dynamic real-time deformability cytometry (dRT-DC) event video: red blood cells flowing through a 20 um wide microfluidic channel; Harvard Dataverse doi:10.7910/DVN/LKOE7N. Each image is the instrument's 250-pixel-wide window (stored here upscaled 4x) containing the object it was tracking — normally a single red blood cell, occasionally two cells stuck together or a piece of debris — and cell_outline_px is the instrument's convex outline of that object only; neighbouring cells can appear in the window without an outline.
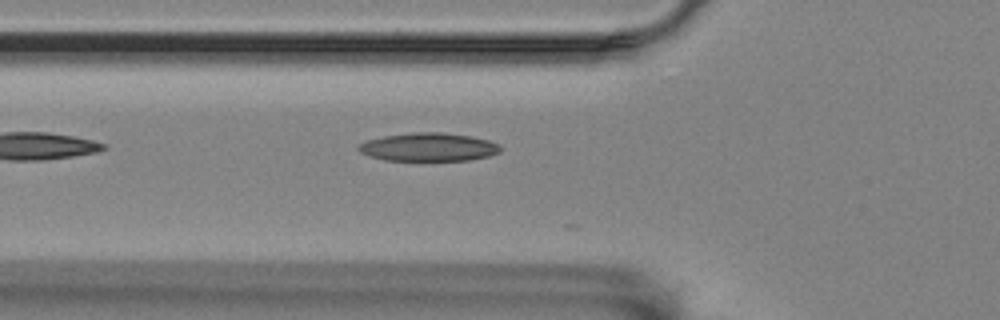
{"species": "Egyptian fruit bat (a non-hibernating species)", "species_latin": "Rousettus aegyptiacus", "temperature_condition": "room temperature", "stored_images_in_passage": 9, "camera_frame_rate_fps": 3000, "um_per_image_px": 0.085, "animal": {"sex": "female"}, "frame": {"image": 1, "passage_image": 2, "time_ms": 0.333, "image_size_px": [1000, 320], "cell_outline_px": [[500, 152], [488, 156], [468, 160], [384, 160], [368, 156], [360, 152], [356, 148], [356, 144], [368, 140], [384, 136], [412, 132], [444, 132], [472, 136], [488, 140], [500, 144]], "centroid_in_image_um": [36.4, 12.49], "position_along_channel_um": 89.4, "area_um2": 23.52}}
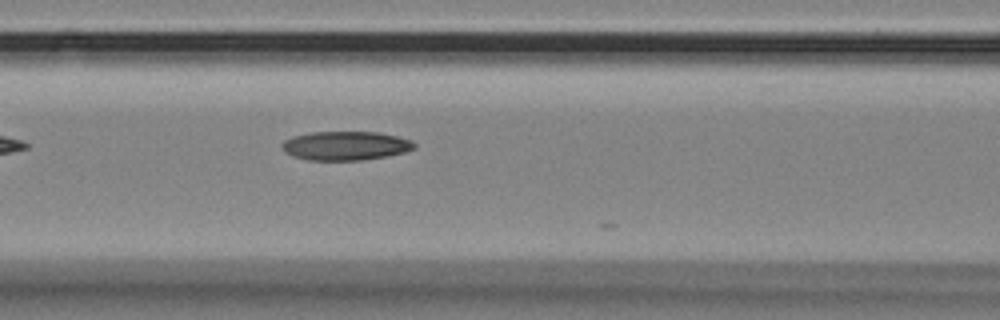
{"frame": {"image": 2, "passage_image": 6, "time_ms": 1.667, "image_size_px": [1000, 320], "cell_outline_px": [[416, 148], [404, 152], [384, 156], [360, 160], [308, 160], [292, 156], [284, 152], [280, 144], [284, 140], [292, 136], [308, 132], [376, 132], [396, 136], [412, 140], [416, 144]], "centroid_in_image_um": [29.32, 12.38], "position_along_channel_um": 137.3, "area_um2": 22.37}}